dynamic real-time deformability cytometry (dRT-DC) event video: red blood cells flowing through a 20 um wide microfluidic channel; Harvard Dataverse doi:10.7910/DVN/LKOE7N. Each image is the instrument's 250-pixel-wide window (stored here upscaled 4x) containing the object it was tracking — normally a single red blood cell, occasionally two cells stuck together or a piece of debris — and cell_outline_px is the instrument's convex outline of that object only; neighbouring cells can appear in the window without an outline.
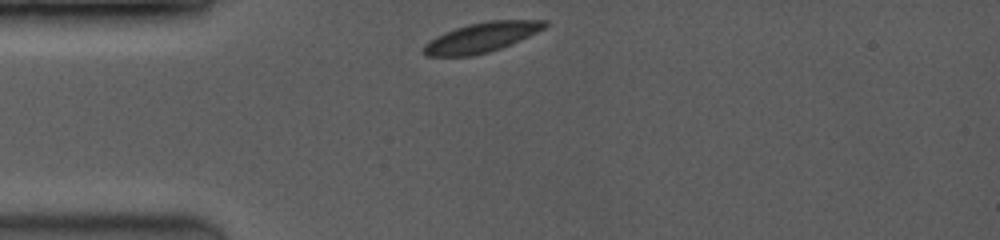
{"species": "common noctule bat (a hibernating species)", "species_latin": "Nyctalus noctula", "temperature_condition": "room temperature", "stored_images_in_passage": 36, "camera_frame_rate_fps": 3500, "um_per_image_px": 0.085, "animal": {"sex": "female", "body_mass_g": 19.0, "forearm_length_mm": 53.3}, "frame": {"image": 1, "passage_image": 1, "time_ms": 0.0, "image_size_px": [1000, 240], "cell_outline_px": [[548, 24], [544, 28], [520, 40], [500, 48], [488, 52], [472, 56], [424, 56], [420, 52], [420, 48], [424, 44], [436, 36], [444, 32], [468, 24], [488, 20], [548, 20]], "centroid_in_image_um": [40.86, 3.18], "position_along_channel_um": 44.1, "area_um2": 21.1}}
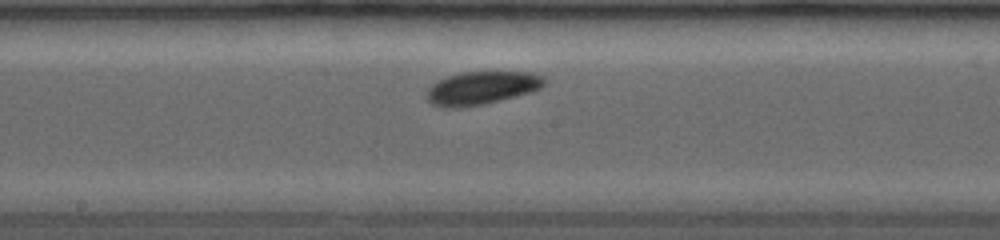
{"frame": {"image": 2, "passage_image": 17, "time_ms": 4.571, "image_size_px": [1000, 240], "cell_outline_px": [[544, 84], [540, 88], [532, 92], [480, 104], [460, 108], [444, 108], [432, 104], [428, 100], [428, 88], [432, 84], [448, 76], [460, 72], [532, 72], [544, 76]], "centroid_in_image_um": [40.94, 7.47], "position_along_channel_um": 207.3, "area_um2": 22.43}}
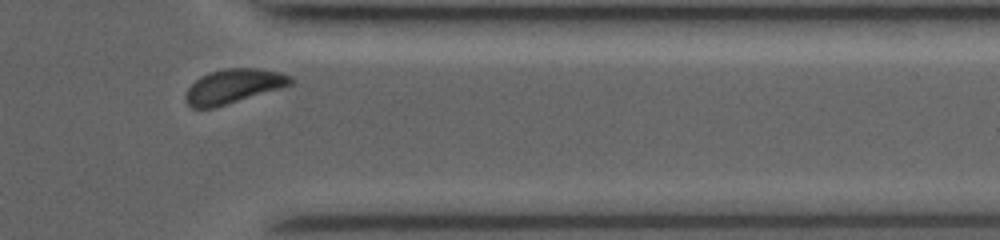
{"frame": {"image": 3, "passage_image": 33, "time_ms": 9.143, "image_size_px": [1000, 240], "cell_outline_px": [[292, 84], [280, 88], [212, 108], [192, 108], [188, 104], [184, 96], [188, 88], [200, 76], [208, 72], [224, 68], [256, 68], [280, 72], [292, 76]], "centroid_in_image_um": [19.82, 7.31], "position_along_channel_um": 391.6, "area_um2": 20.75}, "authors_computed_cell_mechanics": {"area_um2": 21.964, "velocity_mm_per_s": 4.009, "shape_relaxation_time_tau1_ms": 1.0305, "shape_relaxation_time_tau2_ms": null, "deformation_change_tau1": 0.0568, "deformation_change_tau2": null}}